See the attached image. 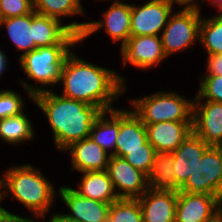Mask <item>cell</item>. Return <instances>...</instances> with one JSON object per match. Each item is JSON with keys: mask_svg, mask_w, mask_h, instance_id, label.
<instances>
[{"mask_svg": "<svg viewBox=\"0 0 222 222\" xmlns=\"http://www.w3.org/2000/svg\"><path fill=\"white\" fill-rule=\"evenodd\" d=\"M55 91L39 93L32 102L46 116L56 150L63 152L72 143L89 137L93 123L103 111Z\"/></svg>", "mask_w": 222, "mask_h": 222, "instance_id": "7a4b0ae2", "label": "cell"}, {"mask_svg": "<svg viewBox=\"0 0 222 222\" xmlns=\"http://www.w3.org/2000/svg\"><path fill=\"white\" fill-rule=\"evenodd\" d=\"M120 55L123 68L130 64L146 71L167 60L161 36L155 35L130 36L120 49Z\"/></svg>", "mask_w": 222, "mask_h": 222, "instance_id": "8fae6325", "label": "cell"}, {"mask_svg": "<svg viewBox=\"0 0 222 222\" xmlns=\"http://www.w3.org/2000/svg\"><path fill=\"white\" fill-rule=\"evenodd\" d=\"M144 125L147 130L148 142L156 152L173 153L193 132L192 122L163 121Z\"/></svg>", "mask_w": 222, "mask_h": 222, "instance_id": "2e32d148", "label": "cell"}, {"mask_svg": "<svg viewBox=\"0 0 222 222\" xmlns=\"http://www.w3.org/2000/svg\"><path fill=\"white\" fill-rule=\"evenodd\" d=\"M0 222H18V217L5 215L2 219H0Z\"/></svg>", "mask_w": 222, "mask_h": 222, "instance_id": "ab89813d", "label": "cell"}, {"mask_svg": "<svg viewBox=\"0 0 222 222\" xmlns=\"http://www.w3.org/2000/svg\"><path fill=\"white\" fill-rule=\"evenodd\" d=\"M170 15L161 33V40L166 57L192 48L199 43L200 24L202 20L201 8L179 7ZM197 41V42H196Z\"/></svg>", "mask_w": 222, "mask_h": 222, "instance_id": "8992f818", "label": "cell"}, {"mask_svg": "<svg viewBox=\"0 0 222 222\" xmlns=\"http://www.w3.org/2000/svg\"><path fill=\"white\" fill-rule=\"evenodd\" d=\"M156 153L155 148L147 140L144 143V149L130 150L124 156V159L148 176L151 172Z\"/></svg>", "mask_w": 222, "mask_h": 222, "instance_id": "f546056e", "label": "cell"}, {"mask_svg": "<svg viewBox=\"0 0 222 222\" xmlns=\"http://www.w3.org/2000/svg\"><path fill=\"white\" fill-rule=\"evenodd\" d=\"M222 216V200L215 195L178 192L175 222H215Z\"/></svg>", "mask_w": 222, "mask_h": 222, "instance_id": "7c38bea8", "label": "cell"}, {"mask_svg": "<svg viewBox=\"0 0 222 222\" xmlns=\"http://www.w3.org/2000/svg\"><path fill=\"white\" fill-rule=\"evenodd\" d=\"M1 176L3 201L8 196L21 203L33 217H46L58 191L40 168L31 164L15 165Z\"/></svg>", "mask_w": 222, "mask_h": 222, "instance_id": "3957f363", "label": "cell"}, {"mask_svg": "<svg viewBox=\"0 0 222 222\" xmlns=\"http://www.w3.org/2000/svg\"><path fill=\"white\" fill-rule=\"evenodd\" d=\"M215 222H222V216L219 217Z\"/></svg>", "mask_w": 222, "mask_h": 222, "instance_id": "b9f144b4", "label": "cell"}, {"mask_svg": "<svg viewBox=\"0 0 222 222\" xmlns=\"http://www.w3.org/2000/svg\"><path fill=\"white\" fill-rule=\"evenodd\" d=\"M43 219V221H42ZM46 217H33L32 215L30 217H18V222H44Z\"/></svg>", "mask_w": 222, "mask_h": 222, "instance_id": "74e56055", "label": "cell"}, {"mask_svg": "<svg viewBox=\"0 0 222 222\" xmlns=\"http://www.w3.org/2000/svg\"><path fill=\"white\" fill-rule=\"evenodd\" d=\"M217 148L219 149V151L221 152V155H222V142L217 145Z\"/></svg>", "mask_w": 222, "mask_h": 222, "instance_id": "60d3db41", "label": "cell"}, {"mask_svg": "<svg viewBox=\"0 0 222 222\" xmlns=\"http://www.w3.org/2000/svg\"><path fill=\"white\" fill-rule=\"evenodd\" d=\"M58 189L59 198L70 211L64 213L68 218L78 222H107L110 203L83 197L67 185Z\"/></svg>", "mask_w": 222, "mask_h": 222, "instance_id": "9a60e30c", "label": "cell"}, {"mask_svg": "<svg viewBox=\"0 0 222 222\" xmlns=\"http://www.w3.org/2000/svg\"><path fill=\"white\" fill-rule=\"evenodd\" d=\"M25 100L14 90H0V120L7 117L17 116L25 112Z\"/></svg>", "mask_w": 222, "mask_h": 222, "instance_id": "4dcf8cb0", "label": "cell"}, {"mask_svg": "<svg viewBox=\"0 0 222 222\" xmlns=\"http://www.w3.org/2000/svg\"><path fill=\"white\" fill-rule=\"evenodd\" d=\"M35 129L26 113L0 120V140L9 145H20L34 140Z\"/></svg>", "mask_w": 222, "mask_h": 222, "instance_id": "d4e9b609", "label": "cell"}, {"mask_svg": "<svg viewBox=\"0 0 222 222\" xmlns=\"http://www.w3.org/2000/svg\"><path fill=\"white\" fill-rule=\"evenodd\" d=\"M199 44L205 48L206 55L222 54V12L202 18Z\"/></svg>", "mask_w": 222, "mask_h": 222, "instance_id": "4316f807", "label": "cell"}, {"mask_svg": "<svg viewBox=\"0 0 222 222\" xmlns=\"http://www.w3.org/2000/svg\"><path fill=\"white\" fill-rule=\"evenodd\" d=\"M148 140L146 126L133 110L119 108V132L116 139L115 155L124 157L128 151L144 149Z\"/></svg>", "mask_w": 222, "mask_h": 222, "instance_id": "ac0fdd59", "label": "cell"}, {"mask_svg": "<svg viewBox=\"0 0 222 222\" xmlns=\"http://www.w3.org/2000/svg\"><path fill=\"white\" fill-rule=\"evenodd\" d=\"M78 188H72L79 195L105 203H113L118 199L113 184L106 170L87 171L81 173Z\"/></svg>", "mask_w": 222, "mask_h": 222, "instance_id": "44dd1931", "label": "cell"}, {"mask_svg": "<svg viewBox=\"0 0 222 222\" xmlns=\"http://www.w3.org/2000/svg\"><path fill=\"white\" fill-rule=\"evenodd\" d=\"M175 91H158L142 98L128 99L129 108L144 124L163 121L192 122L193 101ZM184 96V97H183Z\"/></svg>", "mask_w": 222, "mask_h": 222, "instance_id": "5b68a950", "label": "cell"}, {"mask_svg": "<svg viewBox=\"0 0 222 222\" xmlns=\"http://www.w3.org/2000/svg\"><path fill=\"white\" fill-rule=\"evenodd\" d=\"M76 46L53 45L38 47L18 58L19 67L29 80L35 82L32 84L24 79L19 80L20 86L24 88L23 91L31 99L30 101H33V96L54 90L55 85L59 86L64 61ZM38 84H40L39 87L37 86ZM49 85L52 89H50Z\"/></svg>", "mask_w": 222, "mask_h": 222, "instance_id": "277c9868", "label": "cell"}, {"mask_svg": "<svg viewBox=\"0 0 222 222\" xmlns=\"http://www.w3.org/2000/svg\"><path fill=\"white\" fill-rule=\"evenodd\" d=\"M87 22L73 20L65 24L59 19L32 11V34L35 49L53 45H81L80 35ZM79 43V44H78Z\"/></svg>", "mask_w": 222, "mask_h": 222, "instance_id": "52a82bcc", "label": "cell"}, {"mask_svg": "<svg viewBox=\"0 0 222 222\" xmlns=\"http://www.w3.org/2000/svg\"><path fill=\"white\" fill-rule=\"evenodd\" d=\"M148 188L151 190L178 191L174 171V155L157 152L151 172L147 176Z\"/></svg>", "mask_w": 222, "mask_h": 222, "instance_id": "603a6c76", "label": "cell"}, {"mask_svg": "<svg viewBox=\"0 0 222 222\" xmlns=\"http://www.w3.org/2000/svg\"><path fill=\"white\" fill-rule=\"evenodd\" d=\"M208 2L209 4L213 5L212 7H216L217 13L222 12V0H201V3Z\"/></svg>", "mask_w": 222, "mask_h": 222, "instance_id": "f35d334b", "label": "cell"}, {"mask_svg": "<svg viewBox=\"0 0 222 222\" xmlns=\"http://www.w3.org/2000/svg\"><path fill=\"white\" fill-rule=\"evenodd\" d=\"M71 157V170L74 172L104 171L110 155L90 137L72 143L64 151Z\"/></svg>", "mask_w": 222, "mask_h": 222, "instance_id": "d6986e66", "label": "cell"}, {"mask_svg": "<svg viewBox=\"0 0 222 222\" xmlns=\"http://www.w3.org/2000/svg\"><path fill=\"white\" fill-rule=\"evenodd\" d=\"M178 191L151 190L138 198L143 222H175Z\"/></svg>", "mask_w": 222, "mask_h": 222, "instance_id": "e0dca14e", "label": "cell"}, {"mask_svg": "<svg viewBox=\"0 0 222 222\" xmlns=\"http://www.w3.org/2000/svg\"><path fill=\"white\" fill-rule=\"evenodd\" d=\"M174 6L168 0H148L142 5L131 3V36H160Z\"/></svg>", "mask_w": 222, "mask_h": 222, "instance_id": "30bf717a", "label": "cell"}, {"mask_svg": "<svg viewBox=\"0 0 222 222\" xmlns=\"http://www.w3.org/2000/svg\"><path fill=\"white\" fill-rule=\"evenodd\" d=\"M50 218L48 220L49 222H78L76 220H72V219L68 218L63 213H58V212L51 214Z\"/></svg>", "mask_w": 222, "mask_h": 222, "instance_id": "d590c367", "label": "cell"}, {"mask_svg": "<svg viewBox=\"0 0 222 222\" xmlns=\"http://www.w3.org/2000/svg\"><path fill=\"white\" fill-rule=\"evenodd\" d=\"M209 147L210 145L192 132L172 153L174 155V171L178 188L194 172Z\"/></svg>", "mask_w": 222, "mask_h": 222, "instance_id": "ffe728a7", "label": "cell"}, {"mask_svg": "<svg viewBox=\"0 0 222 222\" xmlns=\"http://www.w3.org/2000/svg\"><path fill=\"white\" fill-rule=\"evenodd\" d=\"M106 171L118 198H139L148 189L147 176L124 157L110 156Z\"/></svg>", "mask_w": 222, "mask_h": 222, "instance_id": "4fadbf2b", "label": "cell"}, {"mask_svg": "<svg viewBox=\"0 0 222 222\" xmlns=\"http://www.w3.org/2000/svg\"><path fill=\"white\" fill-rule=\"evenodd\" d=\"M199 90L194 95V100H208L222 103V76L201 75Z\"/></svg>", "mask_w": 222, "mask_h": 222, "instance_id": "f1b7e54d", "label": "cell"}, {"mask_svg": "<svg viewBox=\"0 0 222 222\" xmlns=\"http://www.w3.org/2000/svg\"><path fill=\"white\" fill-rule=\"evenodd\" d=\"M3 201V195H2V182L0 179V219H2L5 215L7 216H13V217H20V215L14 214L12 211L9 212L7 209L1 206V202Z\"/></svg>", "mask_w": 222, "mask_h": 222, "instance_id": "8d00e7d4", "label": "cell"}, {"mask_svg": "<svg viewBox=\"0 0 222 222\" xmlns=\"http://www.w3.org/2000/svg\"><path fill=\"white\" fill-rule=\"evenodd\" d=\"M178 192L215 195L222 200V155L217 146L206 150Z\"/></svg>", "mask_w": 222, "mask_h": 222, "instance_id": "ba28073f", "label": "cell"}, {"mask_svg": "<svg viewBox=\"0 0 222 222\" xmlns=\"http://www.w3.org/2000/svg\"><path fill=\"white\" fill-rule=\"evenodd\" d=\"M193 133L210 146L222 142V103L208 100L193 101Z\"/></svg>", "mask_w": 222, "mask_h": 222, "instance_id": "5bb4252c", "label": "cell"}, {"mask_svg": "<svg viewBox=\"0 0 222 222\" xmlns=\"http://www.w3.org/2000/svg\"><path fill=\"white\" fill-rule=\"evenodd\" d=\"M6 28L7 36L17 51L23 52L19 58L35 49L32 34V12L25 16L1 19L0 29Z\"/></svg>", "mask_w": 222, "mask_h": 222, "instance_id": "cb8c5ba5", "label": "cell"}, {"mask_svg": "<svg viewBox=\"0 0 222 222\" xmlns=\"http://www.w3.org/2000/svg\"><path fill=\"white\" fill-rule=\"evenodd\" d=\"M33 11V0H0V18L25 16Z\"/></svg>", "mask_w": 222, "mask_h": 222, "instance_id": "1f68e13d", "label": "cell"}, {"mask_svg": "<svg viewBox=\"0 0 222 222\" xmlns=\"http://www.w3.org/2000/svg\"><path fill=\"white\" fill-rule=\"evenodd\" d=\"M180 7H199L201 8V0H168ZM199 1V3H198Z\"/></svg>", "mask_w": 222, "mask_h": 222, "instance_id": "836d02e7", "label": "cell"}, {"mask_svg": "<svg viewBox=\"0 0 222 222\" xmlns=\"http://www.w3.org/2000/svg\"><path fill=\"white\" fill-rule=\"evenodd\" d=\"M59 85L60 95L99 107L116 109L113 102L126 92V78L115 69L88 62L72 52L64 61Z\"/></svg>", "mask_w": 222, "mask_h": 222, "instance_id": "6da1fadb", "label": "cell"}, {"mask_svg": "<svg viewBox=\"0 0 222 222\" xmlns=\"http://www.w3.org/2000/svg\"><path fill=\"white\" fill-rule=\"evenodd\" d=\"M7 54H5L4 50H1L0 48V80L2 79V75H4L5 71L8 70V58Z\"/></svg>", "mask_w": 222, "mask_h": 222, "instance_id": "e575fe53", "label": "cell"}, {"mask_svg": "<svg viewBox=\"0 0 222 222\" xmlns=\"http://www.w3.org/2000/svg\"><path fill=\"white\" fill-rule=\"evenodd\" d=\"M33 10L41 15H46L62 20V17L85 16L81 0H33Z\"/></svg>", "mask_w": 222, "mask_h": 222, "instance_id": "484cf974", "label": "cell"}, {"mask_svg": "<svg viewBox=\"0 0 222 222\" xmlns=\"http://www.w3.org/2000/svg\"><path fill=\"white\" fill-rule=\"evenodd\" d=\"M107 222H143L138 198H118L111 203Z\"/></svg>", "mask_w": 222, "mask_h": 222, "instance_id": "83f0119b", "label": "cell"}, {"mask_svg": "<svg viewBox=\"0 0 222 222\" xmlns=\"http://www.w3.org/2000/svg\"><path fill=\"white\" fill-rule=\"evenodd\" d=\"M122 1L124 0H114L109 8L103 12V18L101 20L88 21L83 33L80 35V43H84L83 41L87 40L88 37L104 29L105 34L110 37L113 44L114 42L120 43L119 47L121 49L131 36V4Z\"/></svg>", "mask_w": 222, "mask_h": 222, "instance_id": "9c48e42d", "label": "cell"}, {"mask_svg": "<svg viewBox=\"0 0 222 222\" xmlns=\"http://www.w3.org/2000/svg\"><path fill=\"white\" fill-rule=\"evenodd\" d=\"M119 132V108L103 111L93 123L89 137L110 156L115 155Z\"/></svg>", "mask_w": 222, "mask_h": 222, "instance_id": "7402d4cb", "label": "cell"}, {"mask_svg": "<svg viewBox=\"0 0 222 222\" xmlns=\"http://www.w3.org/2000/svg\"><path fill=\"white\" fill-rule=\"evenodd\" d=\"M206 74L203 75H221L222 76V54L207 55Z\"/></svg>", "mask_w": 222, "mask_h": 222, "instance_id": "d6a6232c", "label": "cell"}]
</instances>
